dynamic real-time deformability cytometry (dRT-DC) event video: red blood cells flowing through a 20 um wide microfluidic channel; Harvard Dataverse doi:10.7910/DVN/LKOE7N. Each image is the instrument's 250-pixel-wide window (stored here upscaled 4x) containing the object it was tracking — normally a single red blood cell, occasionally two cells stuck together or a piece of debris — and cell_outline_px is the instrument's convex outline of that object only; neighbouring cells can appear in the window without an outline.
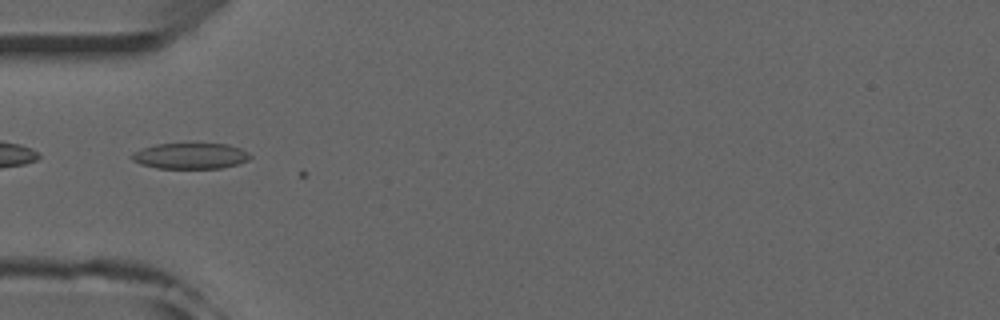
{"species": "common noctule bat (a hibernating species)", "species_latin": "Nyctalus noctula", "temperature_condition": "room temperature", "stored_images_in_passage": 30, "camera_frame_rate_fps": 3000, "um_per_image_px": 0.085, "animal": {"sex": "male", "forearm_length_mm": 52.5}, "frame": {"image": 1, "passage_image": 3, "time_ms": 0.667, "image_size_px": [1000, 320], "cell_outline_px": [[252, 156], [248, 160], [236, 164], [220, 168], [156, 168], [140, 164], [132, 160], [132, 152], [156, 144], [228, 144], [240, 148], [248, 152]], "centroid_in_image_um": [16.18, 13.25], "position_along_channel_um": 68.8, "area_um2": 17.69}}